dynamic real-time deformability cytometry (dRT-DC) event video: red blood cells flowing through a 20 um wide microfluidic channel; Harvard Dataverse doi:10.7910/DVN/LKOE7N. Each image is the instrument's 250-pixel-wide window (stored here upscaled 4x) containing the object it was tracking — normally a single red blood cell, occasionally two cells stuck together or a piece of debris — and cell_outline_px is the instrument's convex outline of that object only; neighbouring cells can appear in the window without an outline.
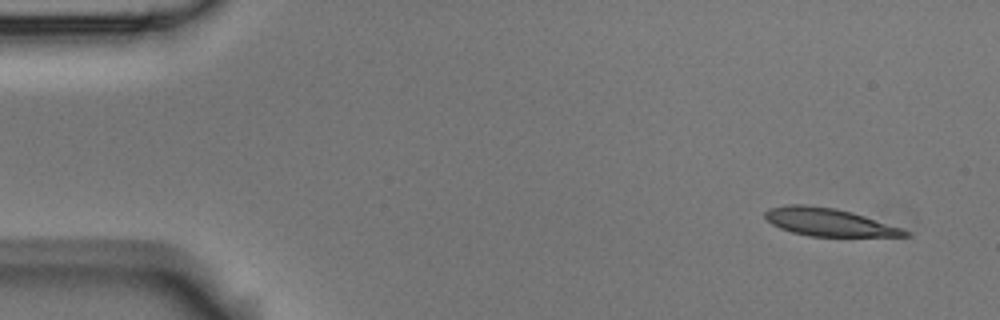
{"species": "Egyptian fruit bat (a non-hibernating species)", "species_latin": "Rousettus aegyptiacus", "temperature_condition": "room temperature", "stored_images_in_passage": 6, "camera_frame_rate_fps": 3000, "um_per_image_px": 0.085, "animal": {"sex": "male"}, "frame": {"image": 1, "passage_image": 1, "time_ms": 0.0, "image_size_px": [1000, 320], "cell_outline_px": [[912, 236], [808, 236], [792, 232], [780, 228], [772, 224], [764, 216], [764, 212], [768, 208], [788, 204], [804, 204], [836, 208], [852, 212], [912, 232]], "centroid_in_image_um": [70.41, 18.87], "position_along_channel_um": 14.6, "area_um2": 22.54}}
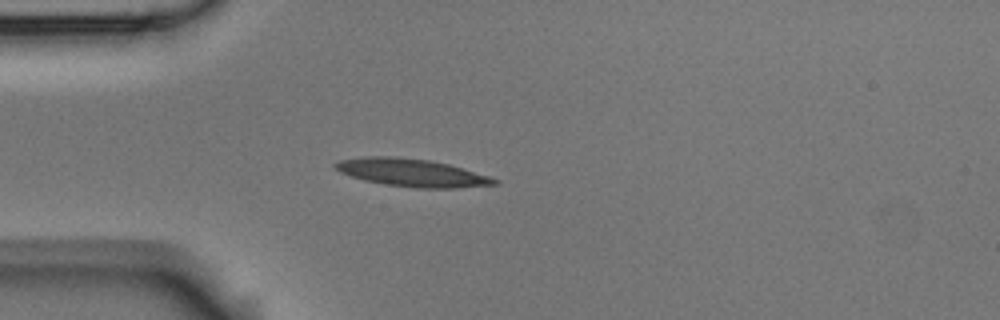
{"frame": {"image": 2, "passage_image": 4, "time_ms": 1.0, "image_size_px": [1000, 320], "cell_outline_px": [[500, 184], [456, 188], [416, 188], [384, 184], [364, 180], [340, 172], [332, 164], [340, 160], [364, 156], [388, 156], [428, 160], [448, 164], [488, 176], [500, 180]], "centroid_in_image_um": [35.0, 14.68], "position_along_channel_um": 50.0, "area_um2": 25.55}}
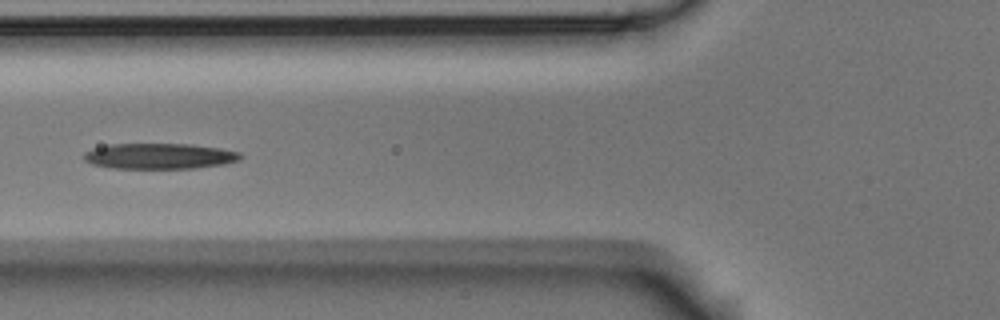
{"frame": {"image": 3, "passage_image": 6, "time_ms": 1.667, "image_size_px": [1000, 320], "cell_outline_px": [[244, 156], [240, 160], [224, 164], [196, 168], [112, 168], [92, 164], [84, 160], [84, 152], [92, 148], [108, 144], [192, 144], [220, 148], [240, 152]], "centroid_in_image_um": [13.57, 13.26], "position_along_channel_um": 112.2, "area_um2": 23.58}}